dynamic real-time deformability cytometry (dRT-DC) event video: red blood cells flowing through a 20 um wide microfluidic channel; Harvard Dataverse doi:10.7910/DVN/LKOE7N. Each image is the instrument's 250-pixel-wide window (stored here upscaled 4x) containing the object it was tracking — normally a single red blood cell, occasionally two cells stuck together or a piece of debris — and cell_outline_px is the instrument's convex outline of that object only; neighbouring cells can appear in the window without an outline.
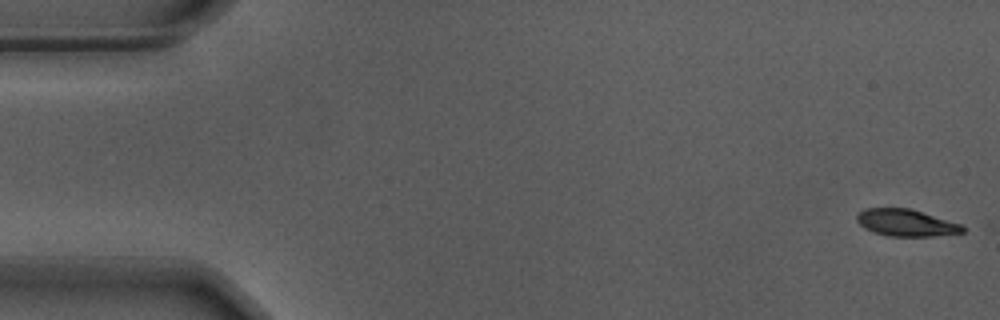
{"species": "Egyptian fruit bat (a non-hibernating species)", "species_latin": "Rousettus aegyptiacus", "temperature_condition": "warm", "stored_images_in_passage": 56, "camera_frame_rate_fps": 3000, "um_per_image_px": 0.085, "animal": {"sex": "male"}, "frame": {"image": 1, "passage_image": 1, "time_ms": 0.0, "image_size_px": [1000, 320], "cell_outline_px": [[964, 232], [932, 236], [888, 236], [864, 228], [856, 220], [856, 216], [864, 208], [908, 208], [960, 224], [964, 228]], "centroid_in_image_um": [76.97, 18.93], "position_along_channel_um": 8.0, "area_um2": 16.24}}
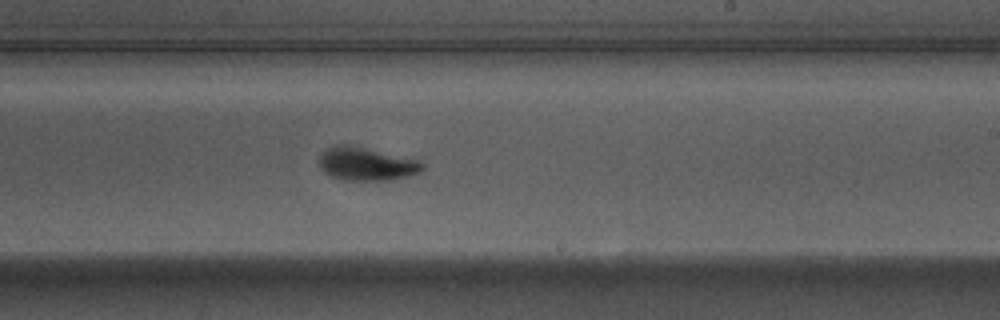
{"frame": {"image": 2, "passage_image": 33, "time_ms": 10.667, "image_size_px": [1000, 320], "cell_outline_px": [[424, 168], [420, 172], [408, 176], [388, 180], [340, 180], [324, 172], [320, 168], [320, 156], [332, 144], [348, 144], [416, 160], [424, 164]], "centroid_in_image_um": [31.1, 13.94], "position_along_channel_um": 257.9, "area_um2": 19.71}}
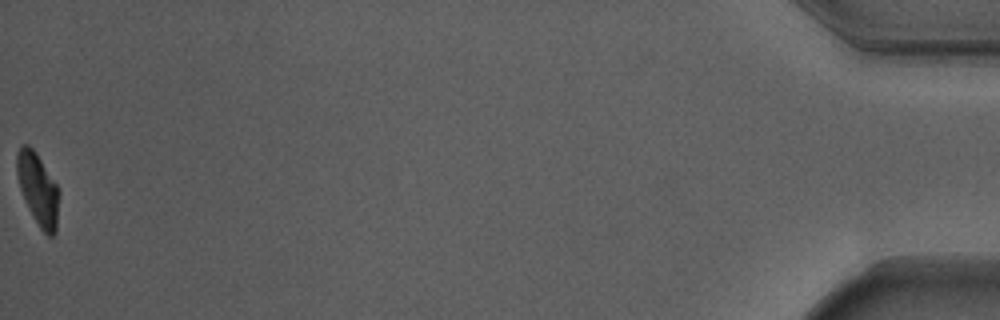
{"frame": {"image": 3, "passage_image": 56, "time_ms": 18.333, "image_size_px": [1000, 320], "cell_outline_px": [[60, 192], [56, 232], [52, 236], [48, 236], [40, 228], [28, 208], [20, 188], [16, 172], [16, 152], [24, 144], [28, 144], [36, 152], [60, 188]], "centroid_in_image_um": [3.25, 16.06], "position_along_channel_um": 432.0, "area_um2": 17.92}, "authors_computed_cell_mechanics": {"area_um2": 18.7272, "velocity_mm_per_s": 3.6772, "shape_relaxation_time_tau1_ms": 2.1287, "shape_relaxation_time_tau2_ms": null, "deformation_change_tau1": 0.1732, "deformation_change_tau2": null}}